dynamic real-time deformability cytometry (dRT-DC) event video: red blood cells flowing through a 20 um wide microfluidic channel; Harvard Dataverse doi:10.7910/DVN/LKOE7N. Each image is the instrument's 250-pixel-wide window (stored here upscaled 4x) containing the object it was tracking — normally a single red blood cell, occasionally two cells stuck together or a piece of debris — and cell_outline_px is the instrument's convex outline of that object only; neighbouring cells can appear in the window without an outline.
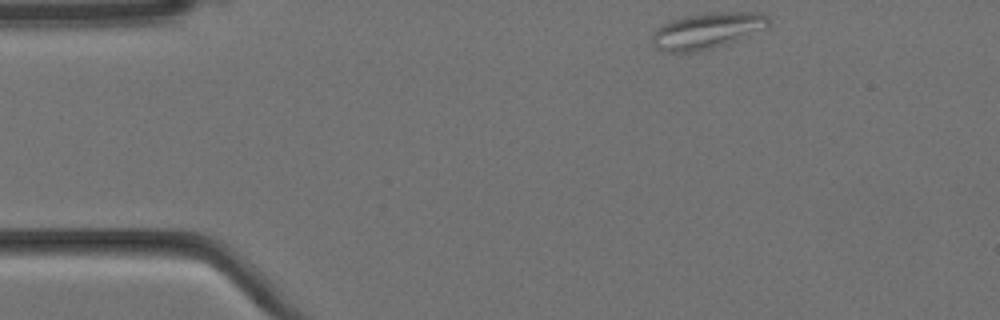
{"species": "Egyptian fruit bat (a non-hibernating species)", "species_latin": "Rousettus aegyptiacus", "temperature_condition": "cold", "stored_images_in_passage": 3, "camera_frame_rate_fps": 3000, "um_per_image_px": 0.085, "animal": {"sex": "female"}, "frame": {"image": 1, "passage_image": 1, "time_ms": 0.0, "image_size_px": [1000, 320], "cell_outline_px": [[772, 20], [768, 28], [728, 44], [696, 52], [664, 52], [656, 48], [652, 44], [652, 36], [664, 24], [672, 20], [684, 16], [708, 12], [760, 12], [768, 16]], "centroid_in_image_um": [60.18, 2.61], "position_along_channel_um": 24.8, "area_um2": 24.74}}